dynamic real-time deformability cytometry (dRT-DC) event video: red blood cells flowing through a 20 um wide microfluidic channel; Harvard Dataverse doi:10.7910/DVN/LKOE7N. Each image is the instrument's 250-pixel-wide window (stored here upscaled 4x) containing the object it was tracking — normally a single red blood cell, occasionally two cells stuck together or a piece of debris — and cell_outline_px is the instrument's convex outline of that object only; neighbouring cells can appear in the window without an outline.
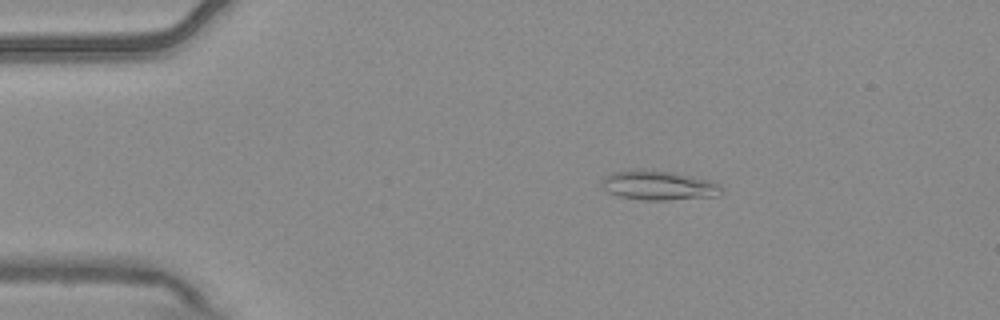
{"species": "common noctule bat (a hibernating species)", "species_latin": "Nyctalus noctula", "temperature_condition": "warm", "stored_images_in_passage": 7, "camera_frame_rate_fps": 3000, "um_per_image_px": 0.085, "animal": {"sex": "male", "body_mass_g": 20.4}, "frame": {"image": 1, "passage_image": 2, "time_ms": 0.333, "image_size_px": [1000, 320], "cell_outline_px": [[720, 192], [716, 196], [668, 200], [644, 200], [620, 196], [608, 192], [600, 184], [600, 180], [612, 172], [636, 168], [644, 168], [676, 172], [708, 180], [716, 184], [720, 188]], "centroid_in_image_um": [55.89, 15.73], "position_along_channel_um": 29.1, "area_um2": 20.63}}
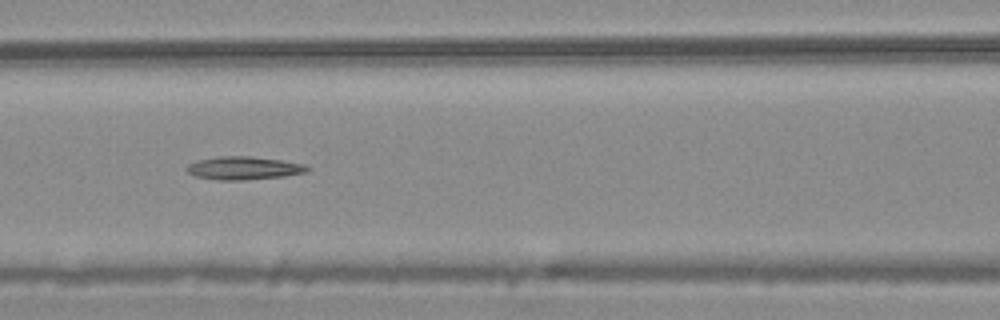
{"frame": {"image": 2, "passage_image": 6, "time_ms": 1.667, "image_size_px": [1000, 320], "cell_outline_px": [[312, 168], [308, 172], [284, 176], [244, 180], [220, 180], [196, 176], [188, 172], [184, 168], [188, 164], [196, 160], [216, 156], [248, 156], [280, 160], [304, 164]], "centroid_in_image_um": [20.71, 14.28], "position_along_channel_um": 145.9, "area_um2": 16.3}}
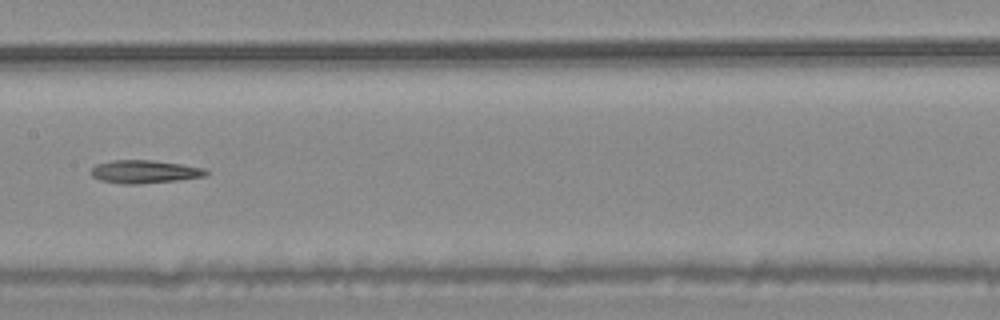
{"frame": {"image": 3, "passage_image": 7, "time_ms": 2.0, "image_size_px": [1000, 320], "cell_outline_px": [[208, 172], [204, 176], [180, 180], [136, 184], [124, 184], [100, 180], [92, 176], [92, 168], [96, 164], [112, 160], [152, 160], [180, 164], [204, 168]], "centroid_in_image_um": [12.27, 14.59], "position_along_channel_um": 195.1, "area_um2": 15.32}}